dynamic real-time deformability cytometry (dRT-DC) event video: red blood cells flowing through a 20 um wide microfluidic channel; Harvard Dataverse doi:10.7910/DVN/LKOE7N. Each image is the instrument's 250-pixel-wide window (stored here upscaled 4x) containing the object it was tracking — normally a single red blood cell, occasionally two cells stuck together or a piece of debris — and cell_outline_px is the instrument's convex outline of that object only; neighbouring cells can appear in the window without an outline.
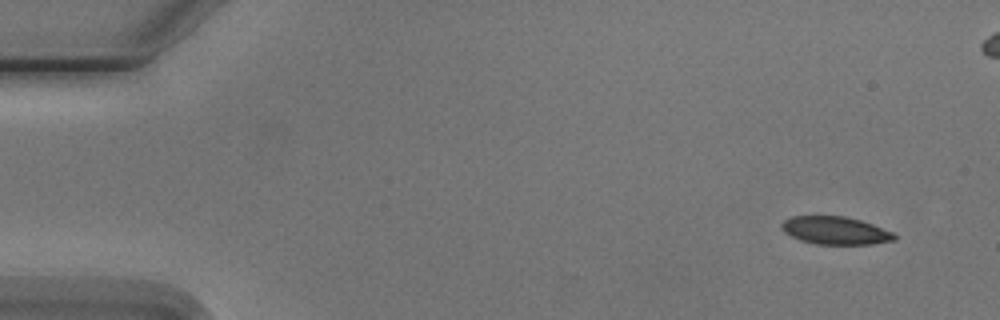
{"species": "Egyptian fruit bat (a non-hibernating species)", "species_latin": "Rousettus aegyptiacus", "temperature_condition": "cold", "stored_images_in_passage": 7, "camera_frame_rate_fps": 3000, "um_per_image_px": 0.085, "animal": {"sex": "male"}, "frame": {"image": 1, "passage_image": 1, "time_ms": 0.0, "image_size_px": [1000, 320], "cell_outline_px": [[896, 240], [872, 244], [816, 244], [800, 240], [784, 232], [780, 228], [780, 224], [784, 220], [792, 216], [844, 216], [860, 220], [872, 224], [892, 232], [896, 236]], "centroid_in_image_um": [70.98, 19.59], "position_along_channel_um": 14.0, "area_um2": 18.26}}
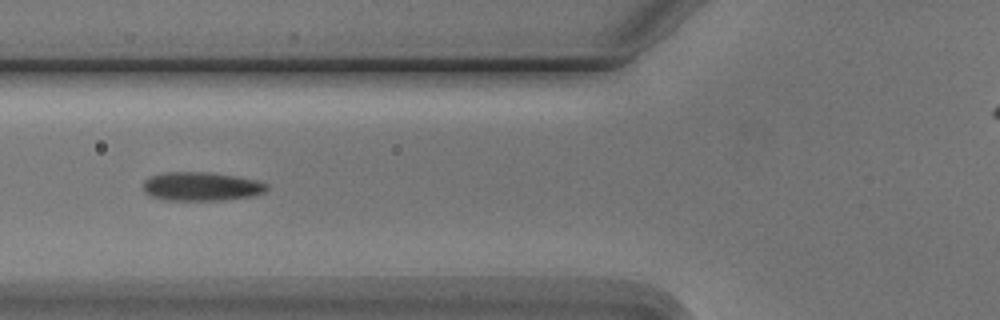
{"frame": {"image": 2, "passage_image": 6, "time_ms": 5.667, "image_size_px": [1000, 320], "cell_outline_px": [[268, 188], [264, 192], [252, 196], [224, 200], [164, 200], [148, 196], [144, 192], [144, 180], [148, 176], [164, 172], [208, 172], [236, 176], [256, 180], [268, 184]], "centroid_in_image_um": [17.07, 15.85], "position_along_channel_um": 108.7, "area_um2": 20.92}}
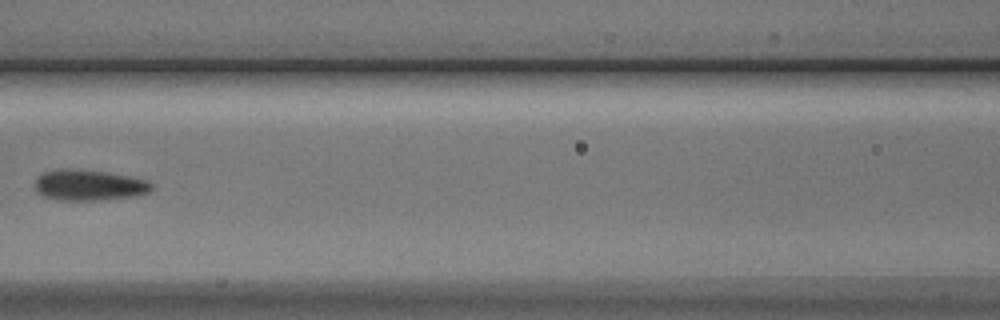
{"frame": {"image": 3, "passage_image": 7, "time_ms": 7.0, "image_size_px": [1000, 320], "cell_outline_px": [[152, 188], [148, 192], [132, 196], [100, 200], [56, 200], [40, 196], [36, 192], [36, 180], [44, 172], [64, 168], [104, 172], [128, 176], [144, 180], [152, 184]], "centroid_in_image_um": [7.5, 15.75], "position_along_channel_um": 159.1, "area_um2": 20.63}}